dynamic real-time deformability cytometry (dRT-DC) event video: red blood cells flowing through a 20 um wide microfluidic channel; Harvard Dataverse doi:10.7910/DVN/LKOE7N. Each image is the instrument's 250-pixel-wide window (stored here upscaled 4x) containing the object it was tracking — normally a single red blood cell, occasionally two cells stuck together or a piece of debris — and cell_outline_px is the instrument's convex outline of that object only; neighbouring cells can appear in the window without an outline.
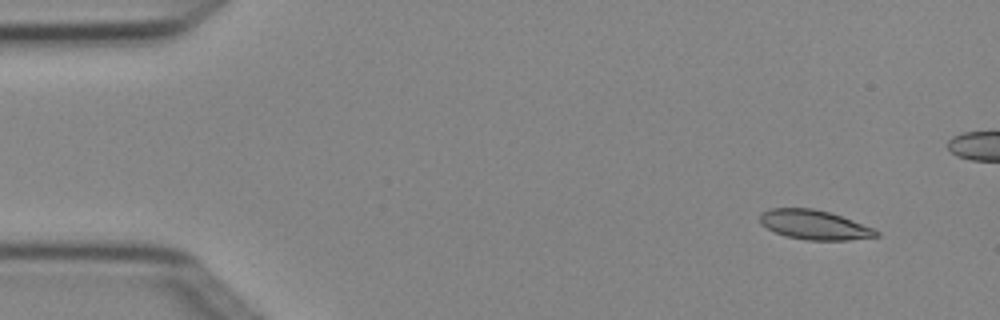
{"species": "Egyptian fruit bat (a non-hibernating species)", "species_latin": "Rousettus aegyptiacus", "temperature_condition": "cold", "stored_images_in_passage": 5, "camera_frame_rate_fps": 3000, "um_per_image_px": 0.085, "animal": {"sex": "female"}, "frame": {"image": 1, "passage_image": 1, "time_ms": 0.0, "image_size_px": [1000, 320], "cell_outline_px": [[880, 236], [848, 240], [804, 240], [784, 236], [760, 224], [760, 212], [768, 208], [812, 208], [832, 212], [872, 228], [880, 232]], "centroid_in_image_um": [69.19, 19.1], "position_along_channel_um": 15.8, "area_um2": 20.11}}
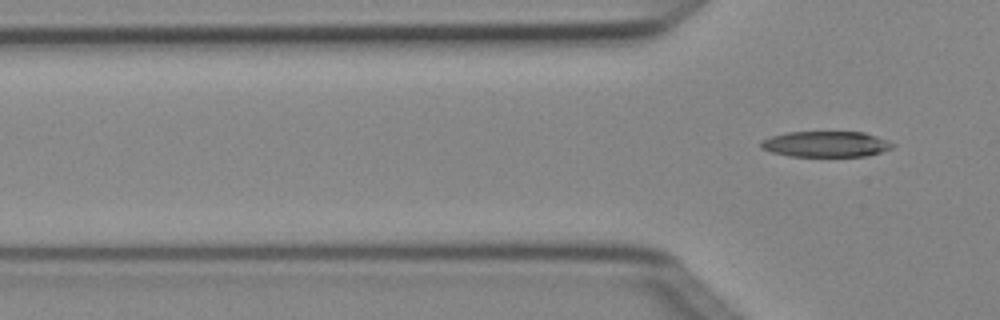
{"frame": {"image": 2, "passage_image": 5, "time_ms": 1.333, "image_size_px": [1000, 320], "cell_outline_px": [[896, 144], [892, 148], [868, 156], [788, 156], [772, 152], [760, 148], [760, 140], [772, 136], [788, 132], [864, 132], [876, 136]], "centroid_in_image_um": [70.18, 12.25], "position_along_channel_um": 55.6, "area_um2": 19.77}}